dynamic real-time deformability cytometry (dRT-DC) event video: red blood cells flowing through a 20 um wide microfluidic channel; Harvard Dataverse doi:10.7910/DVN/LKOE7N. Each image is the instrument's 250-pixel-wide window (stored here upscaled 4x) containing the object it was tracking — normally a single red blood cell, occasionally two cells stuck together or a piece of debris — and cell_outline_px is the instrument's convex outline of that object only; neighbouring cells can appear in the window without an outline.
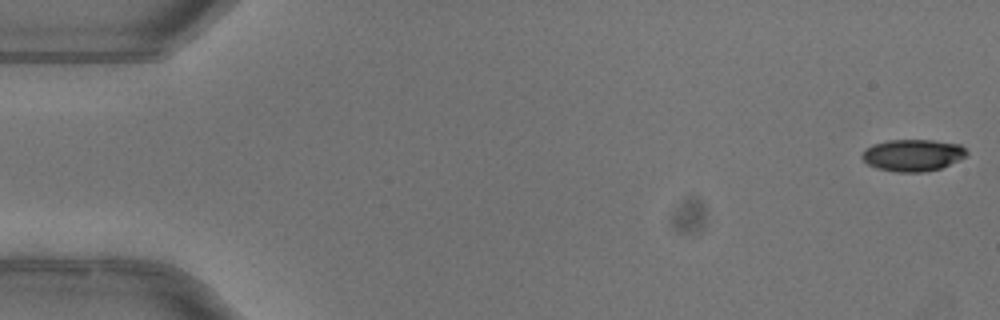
{"species": "common noctule bat (a hibernating species)", "species_latin": "Nyctalus noctula", "temperature_condition": "warm", "stored_images_in_passage": 11, "camera_frame_rate_fps": 3000, "um_per_image_px": 0.085, "animal": {"sex": "female"}, "frame": {"image": 1, "passage_image": 1, "time_ms": 0.0, "image_size_px": [1000, 320], "cell_outline_px": [[968, 152], [964, 156], [940, 168], [924, 172], [896, 172], [876, 168], [868, 164], [860, 156], [872, 144], [888, 140], [932, 140], [960, 144]], "centroid_in_image_um": [77.56, 13.19], "position_along_channel_um": 7.4, "area_um2": 19.19}}